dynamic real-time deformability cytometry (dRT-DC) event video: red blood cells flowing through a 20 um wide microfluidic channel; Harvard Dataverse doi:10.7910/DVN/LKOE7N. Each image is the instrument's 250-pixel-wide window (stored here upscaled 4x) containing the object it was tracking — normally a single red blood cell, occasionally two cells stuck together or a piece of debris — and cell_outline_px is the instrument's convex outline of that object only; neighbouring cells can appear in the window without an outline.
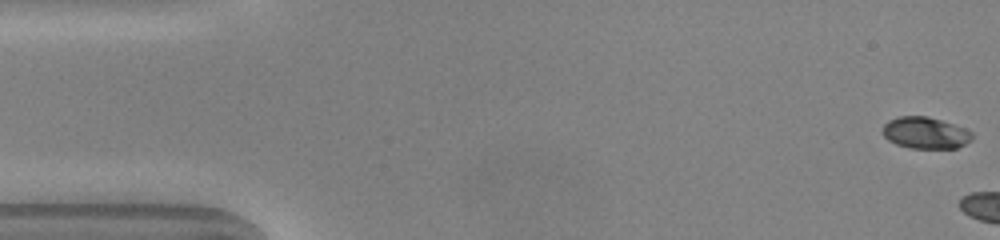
{"species": "common noctule bat (a hibernating species)", "species_latin": "Nyctalus noctula", "temperature_condition": "warm", "stored_images_in_passage": 4, "camera_frame_rate_fps": 3000, "um_per_image_px": 0.085, "animal": {"sex": "male", "body_mass_g": 20.0, "forearm_length_mm": 53.3}, "frame": {"image": 1, "passage_image": 1, "time_ms": 0.0, "image_size_px": [1000, 240], "cell_outline_px": [[972, 140], [956, 148], [908, 148], [896, 144], [888, 140], [880, 132], [884, 124], [888, 120], [896, 116], [928, 116], [964, 128], [972, 132]], "centroid_in_image_um": [78.6, 11.29], "position_along_channel_um": 6.4, "area_um2": 16.59}}